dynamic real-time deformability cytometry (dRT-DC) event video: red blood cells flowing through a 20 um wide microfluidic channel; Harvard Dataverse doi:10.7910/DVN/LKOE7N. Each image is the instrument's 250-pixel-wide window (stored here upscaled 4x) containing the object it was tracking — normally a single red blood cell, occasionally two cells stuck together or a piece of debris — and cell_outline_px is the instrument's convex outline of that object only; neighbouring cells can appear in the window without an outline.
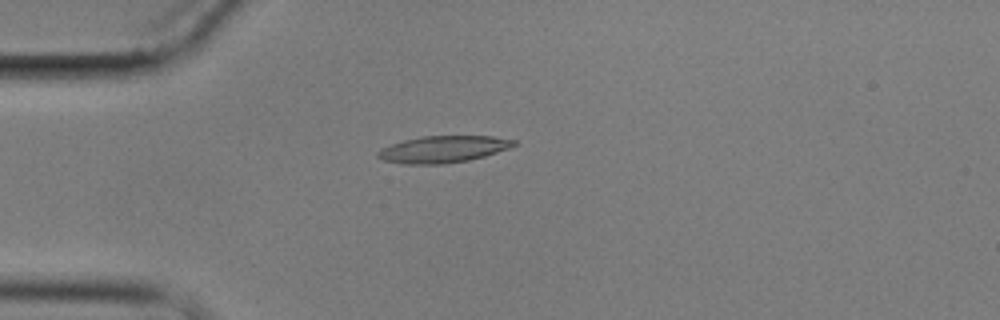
{"species": "common noctule bat (a hibernating species)", "species_latin": "Nyctalus noctula", "temperature_condition": "cold", "stored_images_in_passage": 10, "camera_frame_rate_fps": 3000, "um_per_image_px": 0.085, "animal": {"sex": "male", "body_mass_g": 17.9}, "frame": {"image": 1, "passage_image": 5, "time_ms": 4.667, "image_size_px": [1000, 320], "cell_outline_px": [[516, 144], [508, 148], [484, 156], [468, 160], [444, 164], [400, 164], [384, 160], [376, 156], [376, 152], [380, 148], [404, 140], [424, 136], [492, 136], [516, 140]], "centroid_in_image_um": [37.62, 12.69], "position_along_channel_um": 47.4, "area_um2": 21.15}}
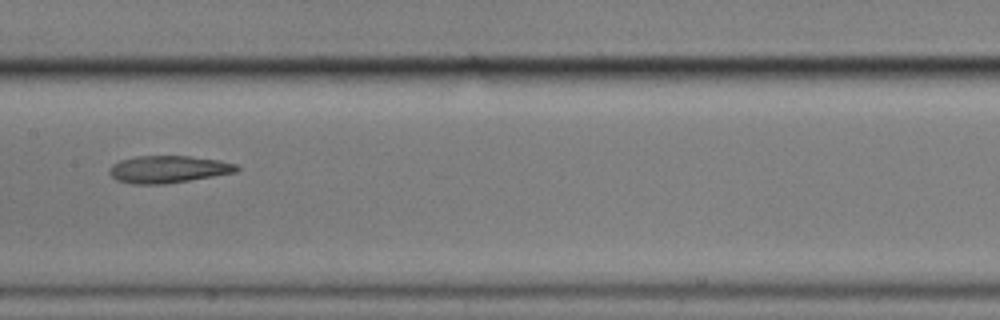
{"frame": {"image": 2, "passage_image": 9, "time_ms": 9.333, "image_size_px": [1000, 320], "cell_outline_px": [[240, 168], [236, 172], [164, 184], [132, 184], [116, 180], [108, 172], [108, 168], [112, 164], [120, 160], [136, 156], [188, 156], [220, 160], [236, 164]], "centroid_in_image_um": [14.26, 14.38], "position_along_channel_um": 193.1, "area_um2": 20.17}}
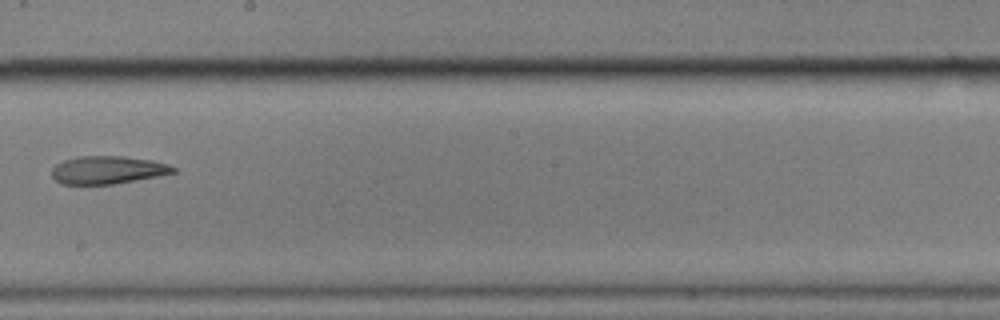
{"frame": {"image": 3, "passage_image": 10, "time_ms": 10.667, "image_size_px": [1000, 320], "cell_outline_px": [[176, 172], [160, 176], [112, 184], [60, 184], [52, 176], [52, 168], [56, 164], [64, 160], [80, 156], [124, 156], [152, 160], [168, 164], [176, 168]], "centroid_in_image_um": [9.16, 14.44], "position_along_channel_um": 239.0, "area_um2": 19.77}}